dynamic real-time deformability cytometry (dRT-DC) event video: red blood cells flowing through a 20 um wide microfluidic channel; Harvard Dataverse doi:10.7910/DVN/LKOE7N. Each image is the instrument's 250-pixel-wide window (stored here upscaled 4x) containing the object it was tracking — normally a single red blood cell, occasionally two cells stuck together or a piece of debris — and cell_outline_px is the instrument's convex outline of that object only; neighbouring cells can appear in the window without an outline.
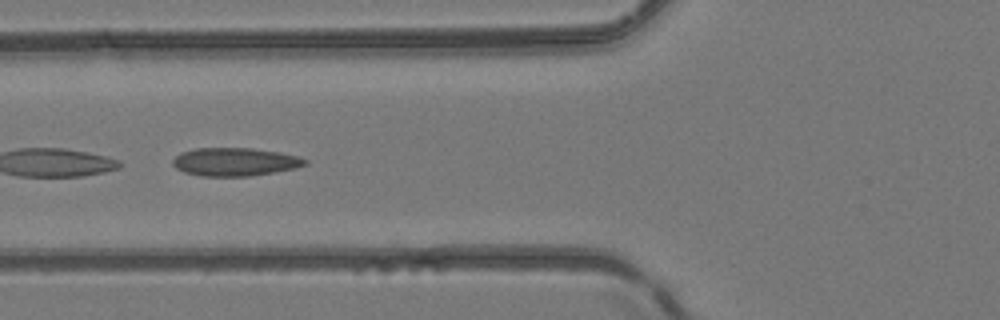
{"species": "common noctule bat (a hibernating species)", "species_latin": "Nyctalus noctula", "temperature_condition": "room temperature", "stored_images_in_passage": 7, "camera_frame_rate_fps": 3000, "um_per_image_px": 0.085, "animal": {"sex": "female", "body_mass_g": 24.6, "forearm_length_mm": 56.2}, "frame": {"image": 1, "passage_image": 4, "time_ms": 1.0, "image_size_px": [1000, 320], "cell_outline_px": [[308, 164], [296, 168], [248, 176], [200, 176], [184, 172], [176, 168], [172, 164], [172, 160], [180, 152], [196, 148], [252, 148], [280, 152], [300, 156], [308, 160]], "centroid_in_image_um": [19.98, 13.75], "position_along_channel_um": 105.8, "area_um2": 21.85}}